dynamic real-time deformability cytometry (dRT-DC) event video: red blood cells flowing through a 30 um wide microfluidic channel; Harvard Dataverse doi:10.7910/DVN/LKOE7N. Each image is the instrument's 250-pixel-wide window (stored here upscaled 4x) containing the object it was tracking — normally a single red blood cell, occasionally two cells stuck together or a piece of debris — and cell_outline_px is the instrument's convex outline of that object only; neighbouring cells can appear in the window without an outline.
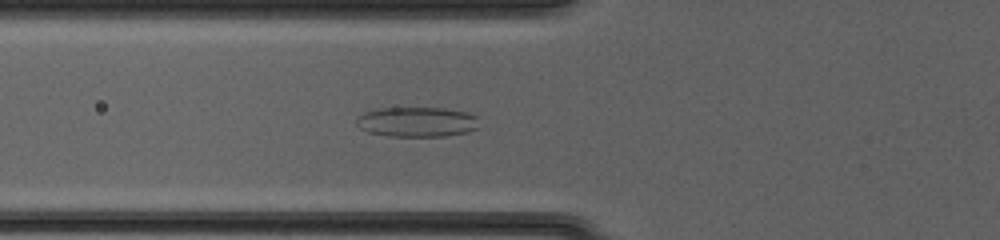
{"species": "common noctule bat (a hibernating species)", "species_latin": "Nyctalus noctula", "temperature_condition": "cold", "stored_images_in_passage": 52, "camera_frame_rate_fps": 3000, "um_per_image_px": 0.085, "animal": {"sex": "female", "body_mass_g": 20.0, "forearm_length_mm": 54.0}, "frame": {"image": 1, "passage_image": 21, "time_ms": 6.667, "image_size_px": [1000, 240], "cell_outline_px": [[476, 128], [468, 132], [448, 136], [388, 136], [368, 132], [360, 128], [356, 124], [356, 116], [364, 112], [376, 108], [444, 108], [464, 112], [476, 116]], "centroid_in_image_um": [35.37, 10.36], "position_along_channel_um": 90.4, "area_um2": 21.39}}
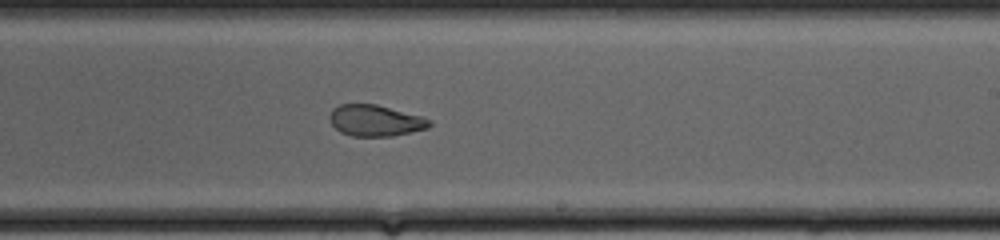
{"frame": {"image": 2, "passage_image": 33, "time_ms": 10.667, "image_size_px": [1000, 240], "cell_outline_px": [[432, 124], [428, 128], [392, 136], [352, 136], [340, 132], [332, 124], [328, 116], [332, 108], [340, 104], [376, 104], [424, 116], [432, 120]], "centroid_in_image_um": [31.92, 10.24], "position_along_channel_um": 257.1, "area_um2": 18.38}}
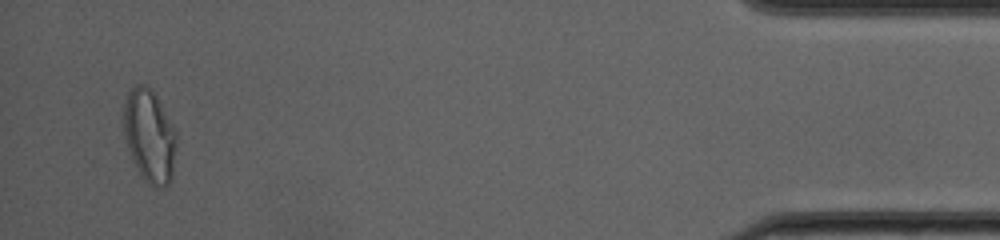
{"frame": {"image": 3, "passage_image": 50, "time_ms": 16.333, "image_size_px": [1000, 240], "cell_outline_px": [[176, 148], [172, 180], [168, 184], [160, 188], [152, 188], [144, 180], [128, 148], [124, 136], [120, 120], [124, 104], [128, 92], [136, 84], [148, 84], [156, 96], [176, 132]], "centroid_in_image_um": [12.68, 11.54], "position_along_channel_um": 422.5, "area_um2": 28.9}, "authors_computed_cell_mechanics": {"area_um2": 23.2934, "velocity_mm_per_s": 4.1588, "shape_relaxation_time_tau1_ms": null, "shape_relaxation_time_tau2_ms": 1.3304, "deformation_change_tau1": null, "deformation_change_tau2": 0.0755}}